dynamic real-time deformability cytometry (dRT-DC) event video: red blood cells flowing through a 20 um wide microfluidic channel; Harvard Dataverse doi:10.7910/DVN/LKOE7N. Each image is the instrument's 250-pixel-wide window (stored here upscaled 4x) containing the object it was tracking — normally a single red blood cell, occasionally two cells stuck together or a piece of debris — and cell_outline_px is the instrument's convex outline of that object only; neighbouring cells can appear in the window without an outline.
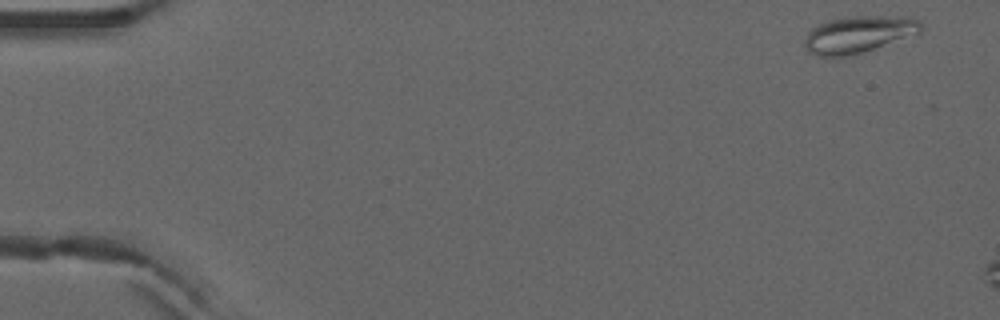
{"species": "common noctule bat (a hibernating species)", "species_latin": "Nyctalus noctula", "temperature_condition": "warm", "stored_images_in_passage": 2, "camera_frame_rate_fps": 3000, "um_per_image_px": 0.085, "animal": {"sex": "male", "forearm_length_mm": 52.5}, "frame": {"image": 1, "passage_image": 1, "time_ms": 0.0, "image_size_px": [1000, 320], "cell_outline_px": [[924, 28], [920, 32], [836, 60], [816, 56], [808, 52], [804, 48], [804, 40], [808, 32], [812, 28], [820, 24], [832, 20], [852, 16], [908, 16], [920, 20], [924, 24]], "centroid_in_image_um": [72.93, 2.94], "position_along_channel_um": 12.1, "area_um2": 25.14}}